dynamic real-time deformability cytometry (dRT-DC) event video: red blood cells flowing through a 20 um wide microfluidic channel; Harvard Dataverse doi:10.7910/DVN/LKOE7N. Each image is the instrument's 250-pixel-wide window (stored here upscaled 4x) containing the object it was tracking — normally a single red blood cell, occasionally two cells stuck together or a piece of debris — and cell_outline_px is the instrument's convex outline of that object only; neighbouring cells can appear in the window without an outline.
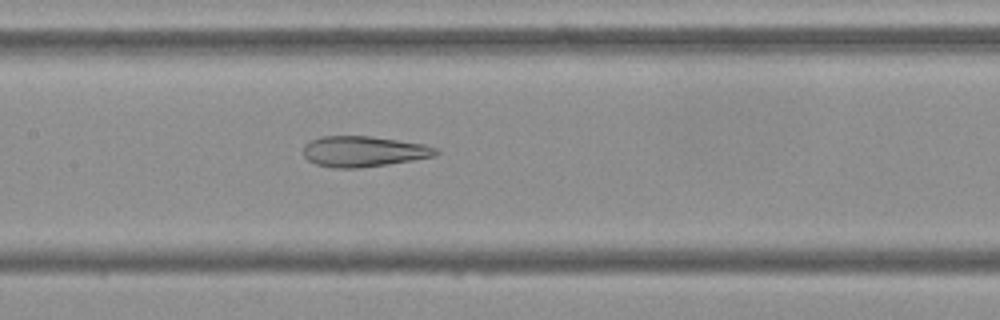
{"species": "Egyptian fruit bat (a non-hibernating species)", "species_latin": "Rousettus aegyptiacus", "temperature_condition": "cold", "stored_images_in_passage": 53, "camera_frame_rate_fps": 3000, "um_per_image_px": 0.085, "frame": {"image": 1, "passage_image": 25, "time_ms": 8.0, "image_size_px": [1000, 320], "cell_outline_px": [[440, 152], [432, 156], [412, 160], [388, 164], [360, 168], [336, 168], [316, 164], [308, 160], [304, 156], [304, 144], [320, 136], [372, 136], [424, 144], [436, 148]], "centroid_in_image_um": [30.88, 12.87], "position_along_channel_um": 176.5, "area_um2": 23.58}}
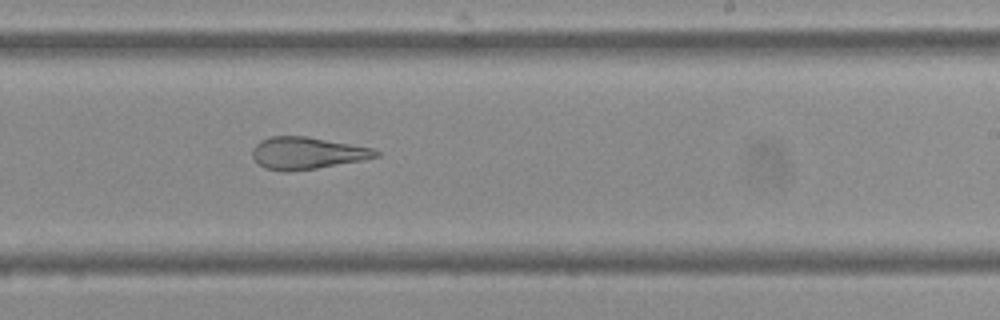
{"frame": {"image": 2, "passage_image": 32, "time_ms": 10.333, "image_size_px": [1000, 320], "cell_outline_px": [[380, 156], [364, 160], [316, 168], [288, 172], [284, 172], [264, 168], [252, 156], [252, 148], [260, 140], [272, 136], [304, 136], [372, 148], [380, 152]], "centroid_in_image_um": [26.08, 13.02], "position_along_channel_um": 262.9, "area_um2": 22.95}}
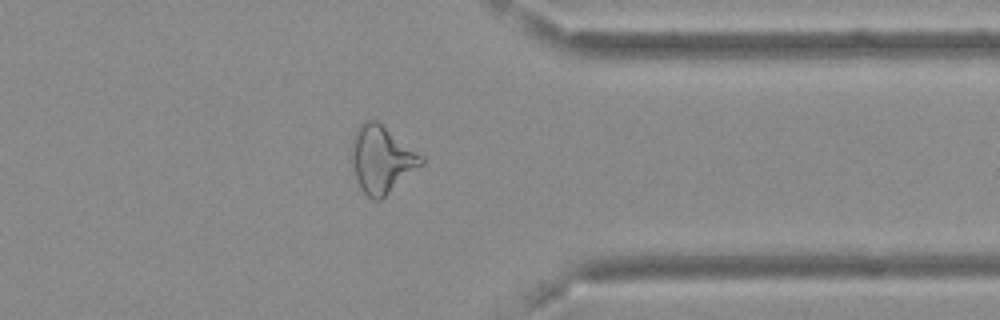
{"frame": {"image": 3, "passage_image": 42, "time_ms": 13.667, "image_size_px": [1000, 320], "cell_outline_px": [[424, 164], [380, 200], [372, 200], [364, 192], [348, 160], [348, 156], [352, 136], [356, 128], [364, 120], [376, 120], [424, 156]], "centroid_in_image_um": [32.4, 13.52], "position_along_channel_um": 379.0, "area_um2": 27.63}, "authors_computed_cell_mechanics": {"area_um2": 28.2064, "velocity_mm_per_s": 3.7051, "shape_relaxation_time_tau1_ms": null, "shape_relaxation_time_tau2_ms": 2.2025, "deformation_change_tau1": null, "deformation_change_tau2": 0.1223}}